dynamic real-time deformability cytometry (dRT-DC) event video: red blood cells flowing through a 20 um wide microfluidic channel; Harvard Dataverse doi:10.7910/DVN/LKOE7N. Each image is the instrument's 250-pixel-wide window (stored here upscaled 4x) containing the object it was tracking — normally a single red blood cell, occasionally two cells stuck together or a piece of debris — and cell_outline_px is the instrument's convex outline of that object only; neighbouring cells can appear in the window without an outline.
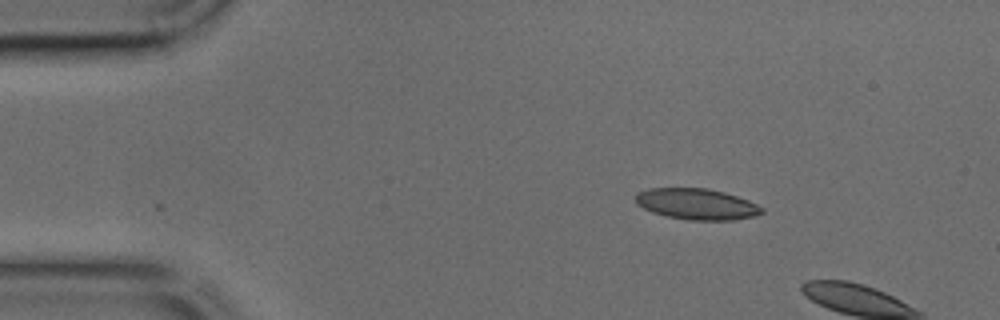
{"species": "common noctule bat (a hibernating species)", "species_latin": "Nyctalus noctula", "temperature_condition": "cold", "stored_images_in_passage": 3, "camera_frame_rate_fps": 3000, "um_per_image_px": 0.085, "animal": {"sex": "male", "body_mass_g": 17.9, "forearm_length_mm": 54.2}, "frame": {"image": 1, "passage_image": 1, "time_ms": 0.0, "image_size_px": [1000, 320], "cell_outline_px": [[764, 212], [756, 216], [736, 220], [688, 220], [668, 216], [652, 212], [636, 204], [636, 192], [648, 188], [708, 188], [724, 192], [748, 200], [764, 208]], "centroid_in_image_um": [59.23, 17.34], "position_along_channel_um": 25.8, "area_um2": 22.95}}